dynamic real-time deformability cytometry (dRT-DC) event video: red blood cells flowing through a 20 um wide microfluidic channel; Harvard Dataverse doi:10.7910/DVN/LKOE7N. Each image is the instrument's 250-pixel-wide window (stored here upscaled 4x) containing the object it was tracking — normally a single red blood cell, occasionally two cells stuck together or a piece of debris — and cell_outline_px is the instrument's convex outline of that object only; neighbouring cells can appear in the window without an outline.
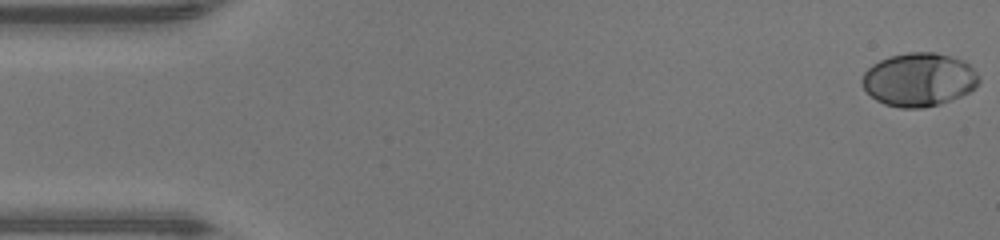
{"species": "human", "species_latin": "Homo sapiens", "temperature_condition": "warm", "stored_images_in_passage": 48, "camera_frame_rate_fps": 3000, "um_per_image_px": 0.085, "donor": {"sex": "male"}, "frame": {"image": 1, "passage_image": 1, "time_ms": 0.0, "image_size_px": [1000, 240], "cell_outline_px": [[980, 80], [968, 92], [960, 96], [940, 104], [920, 108], [900, 108], [884, 104], [876, 100], [864, 88], [860, 80], [864, 72], [872, 64], [888, 56], [908, 52], [936, 52], [964, 60], [980, 76]], "centroid_in_image_um": [78.08, 6.75], "position_along_channel_um": 6.9, "area_um2": 36.41}}
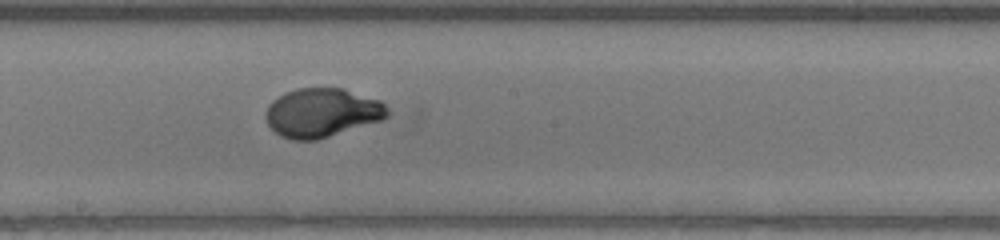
{"frame": {"image": 2, "passage_image": 26, "time_ms": 8.333, "image_size_px": [1000, 240], "cell_outline_px": [[388, 116], [380, 120], [316, 140], [292, 140], [280, 136], [268, 124], [264, 116], [268, 104], [272, 100], [284, 92], [296, 88], [344, 88], [380, 100], [388, 108]], "centroid_in_image_um": [27.33, 9.56], "position_along_channel_um": 220.9, "area_um2": 34.68}}
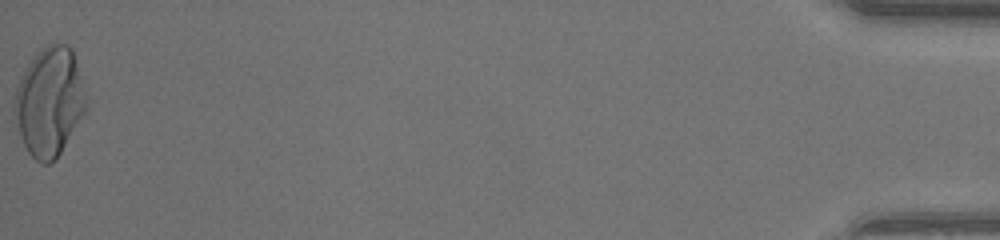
{"frame": {"image": 3, "passage_image": 48, "time_ms": 15.667, "image_size_px": [1000, 240], "cell_outline_px": [[84, 112], [56, 160], [48, 164], [44, 164], [36, 160], [28, 152], [20, 136], [12, 108], [16, 88], [28, 64], [52, 40], [68, 44], [72, 48], [84, 96]], "centroid_in_image_um": [4.15, 8.66], "position_along_channel_um": 431.0, "area_um2": 44.51}, "authors_computed_cell_mechanics": {"area_um2": 34.8534, "velocity_mm_per_s": 4.3577, "shape_relaxation_time_tau1_ms": 3.5113, "shape_relaxation_time_tau2_ms": null, "deformation_change_tau1": 0.2143, "deformation_change_tau2": null}}